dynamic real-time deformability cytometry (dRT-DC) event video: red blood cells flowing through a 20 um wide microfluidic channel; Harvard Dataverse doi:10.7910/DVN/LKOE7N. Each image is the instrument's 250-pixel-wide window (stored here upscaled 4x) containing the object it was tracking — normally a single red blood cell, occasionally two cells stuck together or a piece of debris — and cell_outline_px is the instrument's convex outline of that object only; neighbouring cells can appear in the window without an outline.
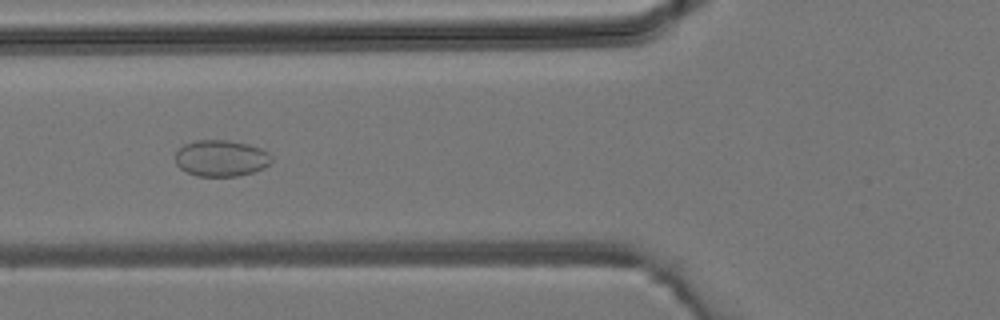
{"species": "common noctule bat (a hibernating species)", "species_latin": "Nyctalus noctula", "temperature_condition": "room temperature", "stored_images_in_passage": 31, "camera_frame_rate_fps": 3000, "um_per_image_px": 0.085, "animal": {"sex": "male", "body_mass_g": 19.2, "forearm_length_mm": 51.8}, "frame": {"image": 1, "passage_image": 4, "time_ms": 1.0, "image_size_px": [1000, 320], "cell_outline_px": [[272, 160], [264, 168], [252, 172], [236, 176], [196, 176], [180, 168], [176, 164], [176, 152], [184, 144], [196, 140], [228, 140], [248, 144], [260, 148], [268, 152], [272, 156]], "centroid_in_image_um": [18.79, 13.44], "position_along_channel_um": 107.0, "area_um2": 20.35}}
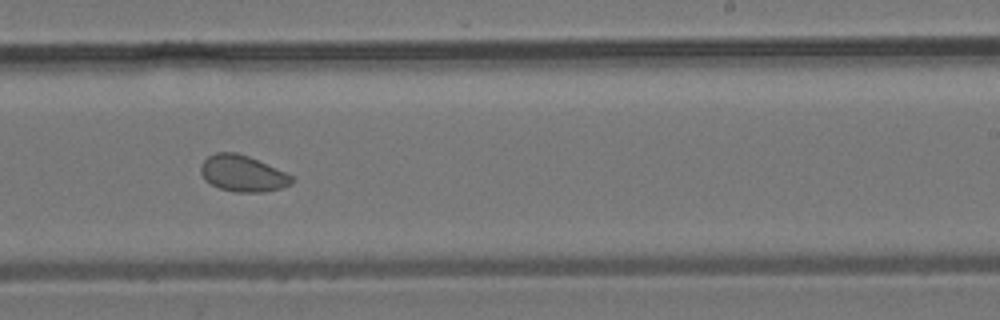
{"frame": {"image": 2, "passage_image": 14, "time_ms": 4.333, "image_size_px": [1000, 320], "cell_outline_px": [[292, 184], [280, 188], [264, 192], [236, 192], [220, 188], [204, 180], [200, 172], [200, 164], [208, 156], [216, 152], [236, 152], [248, 156], [284, 172], [292, 176]], "centroid_in_image_um": [20.58, 14.74], "position_along_channel_um": 268.4, "area_um2": 19.07}}
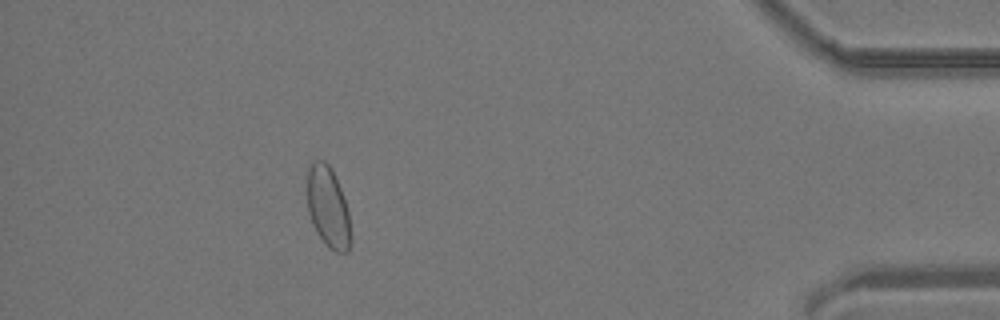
{"frame": {"image": 3, "passage_image": 26, "time_ms": 8.333, "image_size_px": [1000, 320], "cell_outline_px": [[352, 236], [348, 252], [336, 252], [328, 248], [324, 244], [316, 232], [312, 224], [308, 212], [308, 168], [316, 160], [324, 160], [332, 168], [340, 188], [348, 212]], "centroid_in_image_um": [27.89, 17.66], "position_along_channel_um": 407.3, "area_um2": 20.58}}